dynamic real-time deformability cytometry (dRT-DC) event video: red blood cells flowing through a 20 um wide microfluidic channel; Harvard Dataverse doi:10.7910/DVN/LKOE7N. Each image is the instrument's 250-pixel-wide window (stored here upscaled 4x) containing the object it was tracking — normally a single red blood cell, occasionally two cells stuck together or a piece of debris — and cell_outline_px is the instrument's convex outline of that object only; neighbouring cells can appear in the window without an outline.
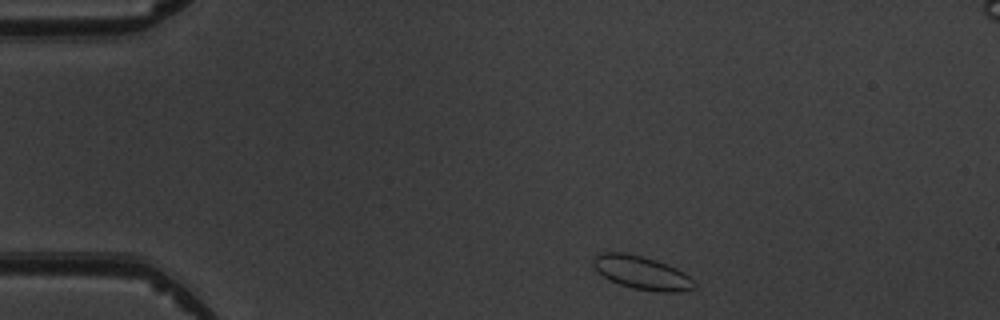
{"species": "common noctule bat (a hibernating species)", "species_latin": "Nyctalus noctula", "temperature_condition": "warm", "stored_images_in_passage": 4, "camera_frame_rate_fps": 3000, "um_per_image_px": 0.085, "animal": {"sex": "male", "body_mass_g": 19.5, "forearm_length_mm": 54.6}, "frame": {"image": 1, "passage_image": 1, "time_ms": 0.0, "image_size_px": [1000, 320], "cell_outline_px": [[696, 288], [680, 292], [656, 292], [632, 288], [620, 284], [604, 276], [592, 264], [592, 260], [600, 252], [624, 252], [656, 260], [676, 268], [684, 272], [696, 284]], "centroid_in_image_um": [54.58, 23.19], "position_along_channel_um": 30.4, "area_um2": 19.48}}